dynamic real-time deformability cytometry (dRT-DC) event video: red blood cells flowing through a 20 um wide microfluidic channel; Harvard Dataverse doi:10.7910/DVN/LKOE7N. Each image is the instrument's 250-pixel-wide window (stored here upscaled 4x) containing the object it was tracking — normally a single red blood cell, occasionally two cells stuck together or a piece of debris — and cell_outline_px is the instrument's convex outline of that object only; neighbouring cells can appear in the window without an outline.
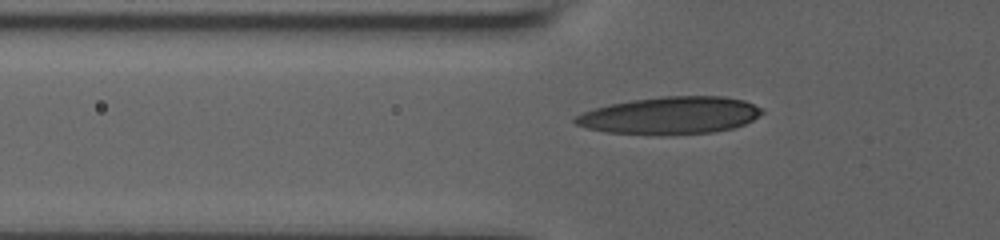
{"species": "human", "species_latin": "Homo sapiens", "temperature_condition": "room temperature", "stored_images_in_passage": 41, "camera_frame_rate_fps": 3000, "um_per_image_px": 0.085, "donor": {"sex": "male"}, "frame": {"image": 1, "passage_image": 5, "time_ms": 1.333, "image_size_px": [1000, 240], "cell_outline_px": [[764, 112], [752, 120], [744, 124], [732, 128], [712, 132], [608, 132], [588, 128], [576, 124], [572, 120], [576, 116], [584, 112], [608, 104], [632, 100], [664, 96], [724, 96], [744, 100], [760, 108]], "centroid_in_image_um": [56.99, 9.76], "position_along_channel_um": 68.8, "area_um2": 39.19}}
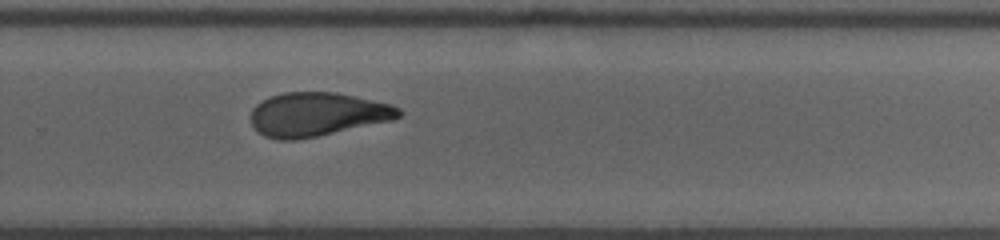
{"frame": {"image": 2, "passage_image": 24, "time_ms": 7.667, "image_size_px": [1000, 240], "cell_outline_px": [[404, 112], [400, 116], [392, 120], [316, 136], [296, 140], [280, 140], [264, 136], [252, 124], [252, 108], [256, 104], [272, 96], [284, 92], [336, 92], [392, 104], [400, 108]], "centroid_in_image_um": [26.99, 9.71], "position_along_channel_um": 302.8, "area_um2": 37.45}}
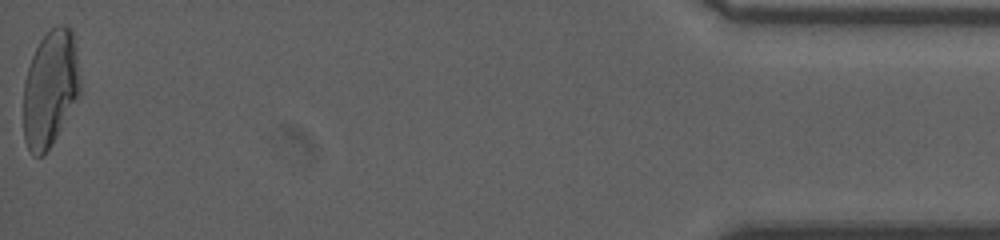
{"frame": {"image": 3, "passage_image": 41, "time_ms": 13.333, "image_size_px": [1000, 240], "cell_outline_px": [[80, 96], [52, 144], [44, 156], [32, 156], [24, 140], [24, 84], [28, 68], [32, 56], [40, 40], [56, 24], [64, 24], [72, 28], [76, 52], [80, 80]], "centroid_in_image_um": [4.28, 7.54], "position_along_channel_um": 430.9, "area_um2": 38.61}, "authors_computed_cell_mechanics": {"area_um2": 38.148, "velocity_mm_per_s": 3.754, "shape_relaxation_time_tau1_ms": 10.8958, "shape_relaxation_time_tau2_ms": 2.29, "deformation_change_tau1": 0.2952, "deformation_change_tau2": 0.0931}}